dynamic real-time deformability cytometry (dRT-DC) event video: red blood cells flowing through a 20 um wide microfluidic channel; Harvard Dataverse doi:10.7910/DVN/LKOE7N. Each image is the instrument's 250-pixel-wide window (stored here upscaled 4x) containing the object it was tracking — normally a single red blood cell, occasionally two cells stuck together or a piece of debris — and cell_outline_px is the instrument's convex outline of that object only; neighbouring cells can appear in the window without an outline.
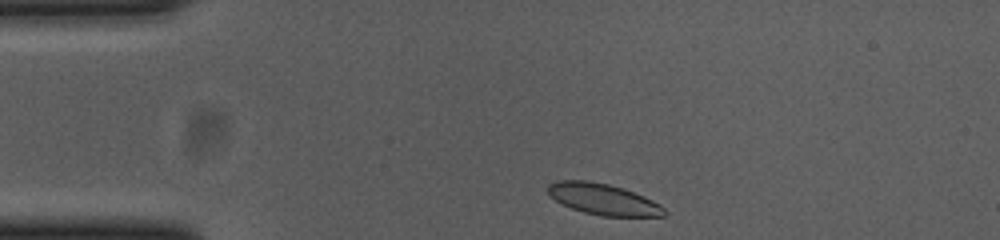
{"species": "common noctule bat (a hibernating species)", "species_latin": "Nyctalus noctula", "temperature_condition": "cold", "stored_images_in_passage": 36, "camera_frame_rate_fps": 3000, "um_per_image_px": 0.085, "animal": {"sex": "female", "body_mass_g": 23.0, "forearm_length_mm": 53.4}, "frame": {"image": 1, "passage_image": 1, "time_ms": 0.0, "image_size_px": [1000, 240], "cell_outline_px": [[668, 212], [664, 216], [600, 216], [584, 212], [572, 208], [556, 200], [548, 192], [548, 184], [560, 180], [588, 180], [608, 184], [624, 188], [644, 196], [660, 204]], "centroid_in_image_um": [51.31, 16.93], "position_along_channel_um": 33.7, "area_um2": 21.04}}
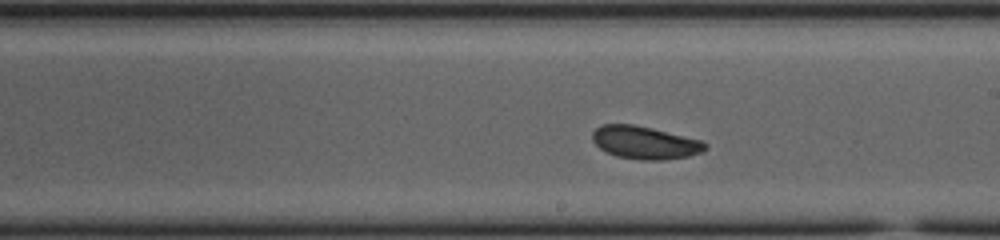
{"frame": {"image": 2, "passage_image": 21, "time_ms": 6.667, "image_size_px": [1000, 240], "cell_outline_px": [[708, 148], [704, 152], [688, 156], [664, 160], [640, 160], [616, 156], [600, 148], [592, 140], [592, 132], [600, 124], [632, 124], [652, 128], [700, 140], [708, 144]], "centroid_in_image_um": [54.82, 12.12], "position_along_channel_um": 234.2, "area_um2": 21.62}}
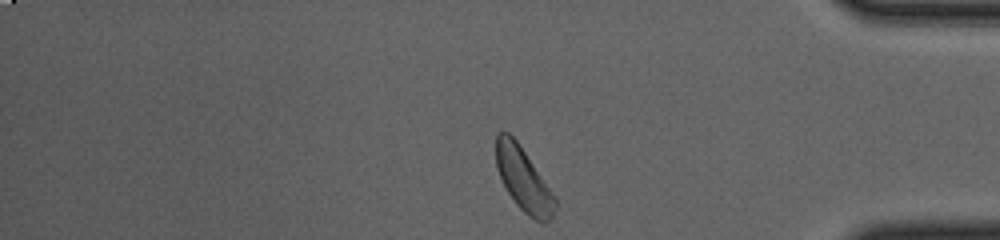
{"frame": {"image": 3, "passage_image": 36, "time_ms": 11.667, "image_size_px": [1000, 240], "cell_outline_px": [[556, 208], [552, 216], [544, 224], [540, 224], [528, 216], [516, 204], [508, 192], [496, 168], [496, 132], [508, 132], [516, 140], [556, 196]], "centroid_in_image_um": [44.51, 15.28], "position_along_channel_um": 390.7, "area_um2": 21.79}, "authors_computed_cell_mechanics": {"area_um2": 21.4438, "velocity_mm_per_s": 3.6476, "shape_relaxation_time_tau1_ms": null, "shape_relaxation_time_tau2_ms": 2.2062, "deformation_change_tau1": null, "deformation_change_tau2": 0.0677}}